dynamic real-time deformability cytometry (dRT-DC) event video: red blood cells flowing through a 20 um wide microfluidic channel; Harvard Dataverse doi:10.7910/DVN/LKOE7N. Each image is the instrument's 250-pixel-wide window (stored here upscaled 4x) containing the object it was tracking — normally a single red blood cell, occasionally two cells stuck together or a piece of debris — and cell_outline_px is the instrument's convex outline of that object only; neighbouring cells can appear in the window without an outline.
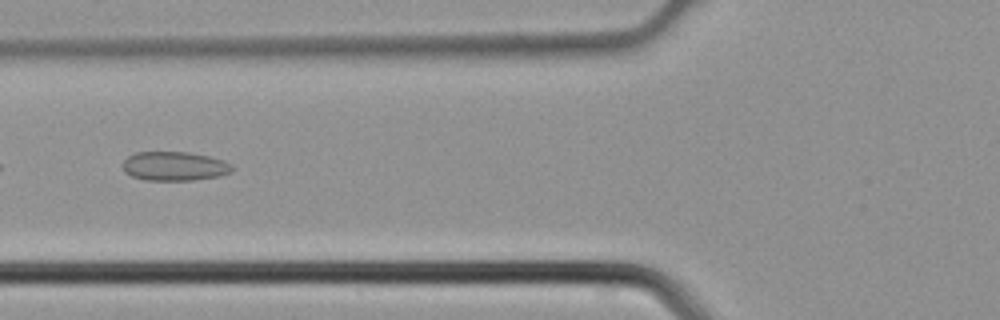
{"species": "common noctule bat (a hibernating species)", "species_latin": "Nyctalus noctula", "temperature_condition": "cold", "stored_images_in_passage": 3, "camera_frame_rate_fps": 3000, "um_per_image_px": 0.085, "animal": {"sex": "male", "body_mass_g": 21.5, "forearm_length_mm": 52.0}, "frame": {"image": 1, "passage_image": 3, "time_ms": 0.667, "image_size_px": [1000, 320], "cell_outline_px": [[232, 172], [220, 176], [192, 180], [144, 180], [132, 176], [124, 172], [124, 160], [128, 156], [136, 152], [188, 152], [208, 156], [224, 160], [232, 164]], "centroid_in_image_um": [14.85, 14.12], "position_along_channel_um": 111.0, "area_um2": 18.55}}